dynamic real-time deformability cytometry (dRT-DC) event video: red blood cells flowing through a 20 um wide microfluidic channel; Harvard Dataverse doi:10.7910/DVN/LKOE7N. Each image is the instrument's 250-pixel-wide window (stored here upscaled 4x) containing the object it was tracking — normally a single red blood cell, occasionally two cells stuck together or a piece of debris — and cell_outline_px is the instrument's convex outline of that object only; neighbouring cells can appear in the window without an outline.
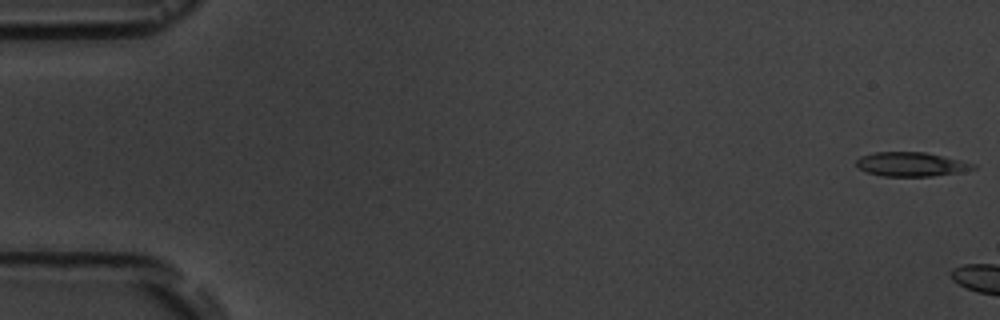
{"species": "common noctule bat (a hibernating species)", "species_latin": "Nyctalus noctula", "temperature_condition": "room temperature", "stored_images_in_passage": 4, "camera_frame_rate_fps": 3000, "um_per_image_px": 0.085, "animal": {"sex": "male", "body_mass_g": 19.5, "forearm_length_mm": 54.6}, "frame": {"image": 1, "passage_image": 1, "time_ms": 0.0, "image_size_px": [1000, 320], "cell_outline_px": [[976, 168], [964, 172], [932, 176], [880, 176], [868, 172], [860, 168], [856, 164], [856, 160], [860, 156], [872, 152], [924, 152], [944, 156], [976, 164]], "centroid_in_image_um": [77.47, 13.96], "position_along_channel_um": 7.5, "area_um2": 16.53}}